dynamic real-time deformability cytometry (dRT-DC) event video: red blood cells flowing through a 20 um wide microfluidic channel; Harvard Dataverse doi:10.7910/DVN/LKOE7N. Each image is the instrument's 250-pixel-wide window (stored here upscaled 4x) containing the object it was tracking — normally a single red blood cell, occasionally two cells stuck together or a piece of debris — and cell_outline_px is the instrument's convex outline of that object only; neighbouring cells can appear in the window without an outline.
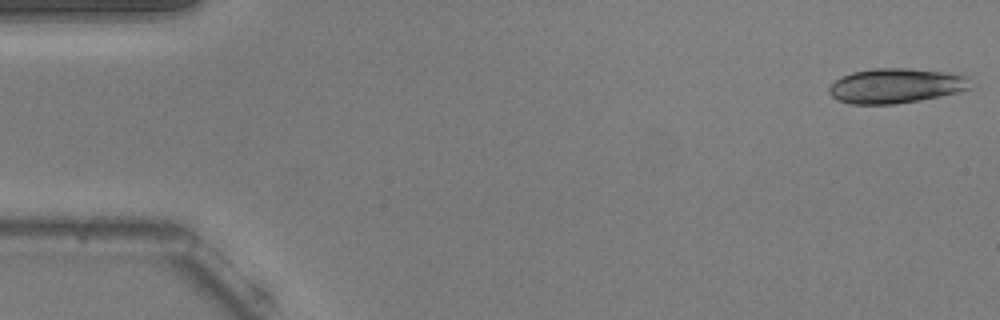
{"species": "common noctule bat (a hibernating species)", "species_latin": "Nyctalus noctula", "temperature_condition": "warm", "stored_images_in_passage": 52, "camera_frame_rate_fps": 3000, "um_per_image_px": 0.085, "animal": {"sex": "male", "body_mass_g": 20.5, "forearm_length_mm": 52.5}, "frame": {"image": 1, "passage_image": 1, "time_ms": 0.0, "image_size_px": [1000, 320], "cell_outline_px": [[972, 88], [960, 92], [920, 100], [896, 104], [852, 104], [836, 100], [828, 92], [828, 88], [836, 80], [852, 72], [872, 68], [908, 68], [944, 72], [972, 76]], "centroid_in_image_um": [76.21, 7.29], "position_along_channel_um": 8.8, "area_um2": 29.02}}
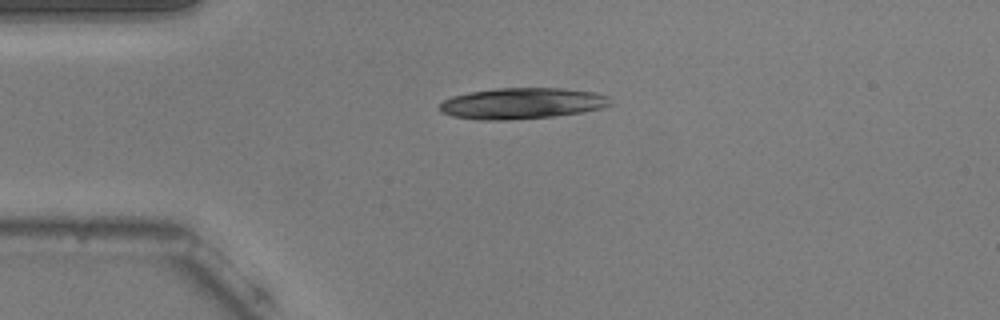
{"frame": {"image": 2, "passage_image": 12, "time_ms": 3.667, "image_size_px": [1000, 320], "cell_outline_px": [[616, 104], [604, 108], [584, 112], [556, 116], [504, 120], [480, 120], [452, 116], [440, 112], [440, 104], [444, 100], [452, 96], [468, 92], [496, 88], [564, 88], [596, 92], [612, 96]], "centroid_in_image_um": [44.48, 8.78], "position_along_channel_um": 40.5, "area_um2": 31.56}}